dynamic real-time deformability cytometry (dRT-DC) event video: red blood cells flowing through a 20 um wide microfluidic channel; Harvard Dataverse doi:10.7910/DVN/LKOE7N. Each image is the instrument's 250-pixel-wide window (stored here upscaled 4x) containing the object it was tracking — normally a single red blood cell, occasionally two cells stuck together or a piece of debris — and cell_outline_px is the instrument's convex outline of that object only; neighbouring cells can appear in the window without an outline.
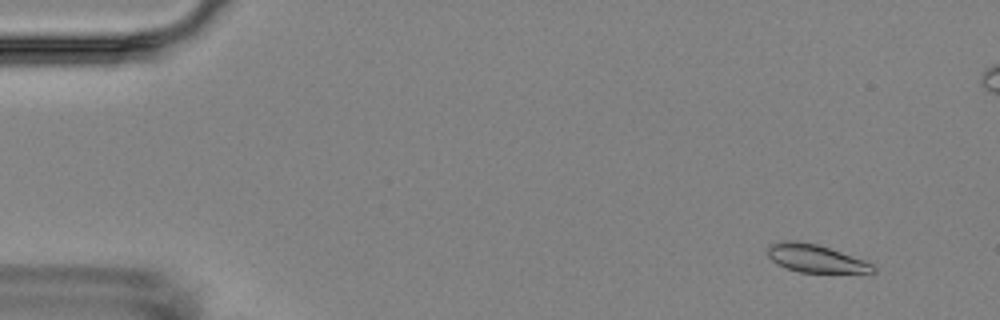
{"species": "Egyptian fruit bat (a non-hibernating species)", "species_latin": "Rousettus aegyptiacus", "temperature_condition": "room temperature", "stored_images_in_passage": 5, "camera_frame_rate_fps": 3000, "um_per_image_px": 0.085, "animal": {"sex": "female"}, "frame": {"image": 1, "passage_image": 2, "time_ms": 1.0, "image_size_px": [1000, 320], "cell_outline_px": [[876, 272], [800, 272], [784, 268], [776, 264], [768, 256], [768, 244], [780, 240], [796, 240], [816, 244], [864, 260], [872, 264], [876, 268]], "centroid_in_image_um": [69.25, 21.95], "position_along_channel_um": 15.8, "area_um2": 17.05}}